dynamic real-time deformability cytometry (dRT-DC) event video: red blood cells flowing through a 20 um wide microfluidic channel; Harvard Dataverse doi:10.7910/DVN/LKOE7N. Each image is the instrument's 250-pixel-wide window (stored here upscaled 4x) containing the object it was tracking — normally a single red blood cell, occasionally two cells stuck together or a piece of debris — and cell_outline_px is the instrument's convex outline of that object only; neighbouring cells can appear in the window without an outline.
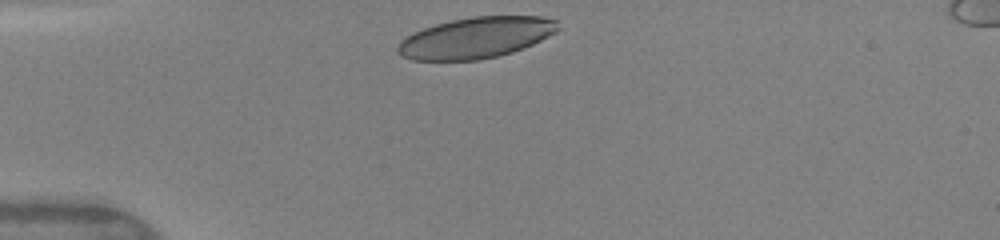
{"species": "human", "species_latin": "Homo sapiens", "temperature_condition": "warm", "stored_images_in_passage": 30, "camera_frame_rate_fps": 3000, "um_per_image_px": 0.085, "donor": {"sex": "female"}, "frame": {"image": 1, "passage_image": 1, "time_ms": 0.0, "image_size_px": [1000, 240], "cell_outline_px": [[560, 28], [556, 32], [532, 44], [512, 52], [480, 60], [412, 60], [400, 56], [396, 52], [396, 44], [400, 40], [412, 32], [436, 24], [452, 20], [472, 16], [540, 16], [556, 20]], "centroid_in_image_um": [40.4, 3.21], "position_along_channel_um": 44.6, "area_um2": 38.44}}
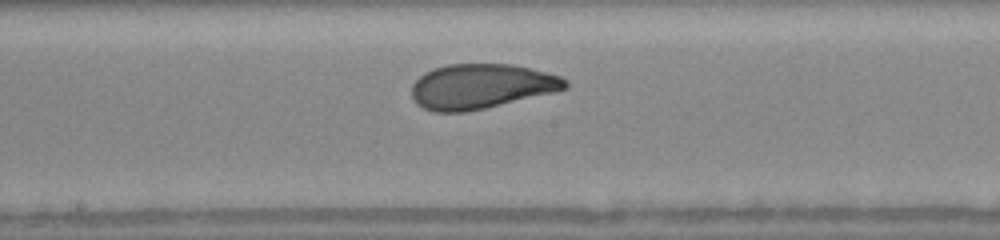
{"frame": {"image": 2, "passage_image": 15, "time_ms": 4.667, "image_size_px": [1000, 240], "cell_outline_px": [[568, 88], [552, 92], [484, 108], [464, 112], [432, 112], [416, 104], [412, 100], [412, 84], [424, 72], [448, 64], [512, 64], [560, 76], [568, 80]], "centroid_in_image_um": [40.85, 7.34], "position_along_channel_um": 207.3, "area_um2": 39.82}}
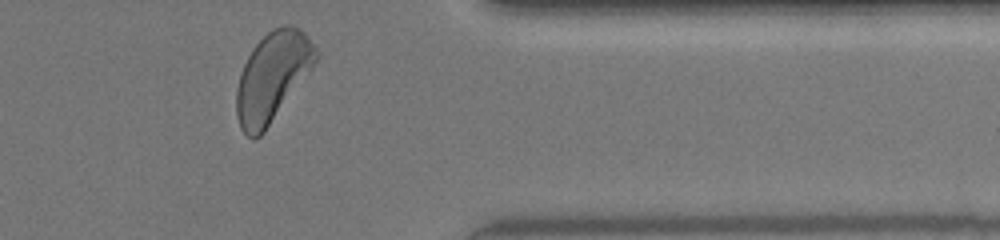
{"frame": {"image": 3, "passage_image": 29, "time_ms": 9.333, "image_size_px": [1000, 240], "cell_outline_px": [[320, 56], [312, 68], [264, 132], [256, 140], [252, 140], [240, 128], [236, 112], [236, 92], [240, 72], [252, 48], [272, 28], [284, 24], [288, 24], [300, 28], [304, 32], [320, 52]], "centroid_in_image_um": [23.16, 6.52], "position_along_channel_um": 388.2, "area_um2": 41.27}, "authors_computed_cell_mechanics": {"area_um2": 40.3733, "velocity_mm_per_s": 4.0881, "shape_relaxation_time_tau1_ms": 2.9818, "shape_relaxation_time_tau2_ms": 0.7833, "deformation_change_tau1": 0.1346, "deformation_change_tau2": 0.0644}}